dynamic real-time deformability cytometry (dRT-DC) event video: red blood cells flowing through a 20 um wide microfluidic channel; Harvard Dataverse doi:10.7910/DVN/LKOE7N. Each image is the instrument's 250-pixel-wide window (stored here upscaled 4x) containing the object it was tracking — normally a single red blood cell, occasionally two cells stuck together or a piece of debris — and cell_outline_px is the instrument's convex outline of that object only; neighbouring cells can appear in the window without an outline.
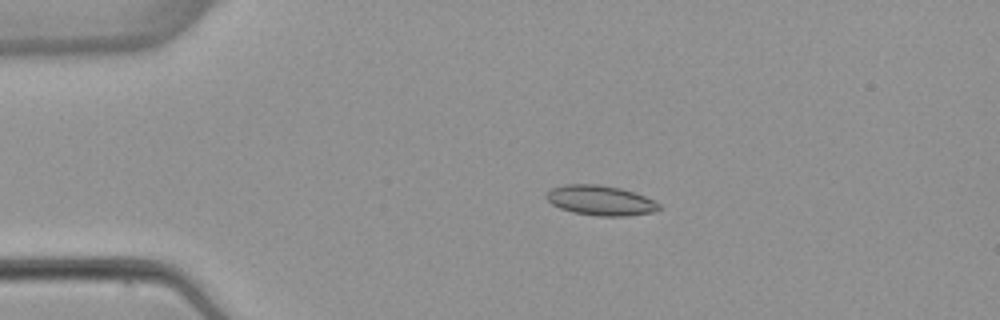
{"species": "common noctule bat (a hibernating species)", "species_latin": "Nyctalus noctula", "temperature_condition": "warm", "stored_images_in_passage": 4, "camera_frame_rate_fps": 3000, "um_per_image_px": 0.085, "animal": {"sex": "female", "body_mass_g": 22.7, "forearm_length_mm": 54.2}, "frame": {"image": 1, "passage_image": 3, "time_ms": 2.333, "image_size_px": [1000, 320], "cell_outline_px": [[660, 208], [652, 212], [624, 216], [596, 216], [572, 212], [560, 208], [552, 204], [544, 196], [552, 188], [564, 184], [600, 184], [620, 188], [644, 196], [660, 204]], "centroid_in_image_um": [51.0, 17.03], "position_along_channel_um": 34.0, "area_um2": 19.54}}